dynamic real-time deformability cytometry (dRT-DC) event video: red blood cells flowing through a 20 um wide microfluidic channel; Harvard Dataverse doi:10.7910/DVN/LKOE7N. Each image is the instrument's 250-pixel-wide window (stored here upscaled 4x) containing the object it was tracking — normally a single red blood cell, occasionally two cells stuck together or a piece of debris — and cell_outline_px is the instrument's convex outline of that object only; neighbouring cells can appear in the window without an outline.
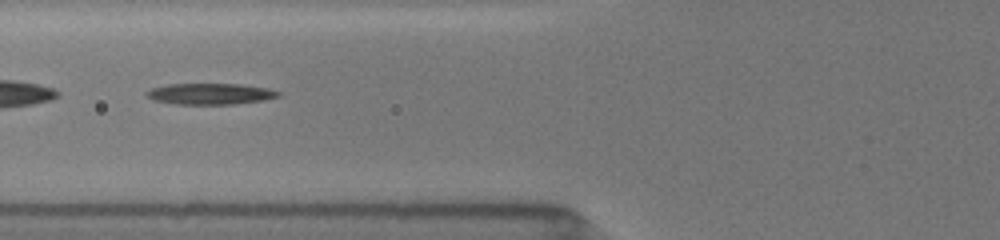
{"species": "common noctule bat (a hibernating species)", "species_latin": "Nyctalus noctula", "temperature_condition": "room temperature", "stored_images_in_passage": 23, "segment_of_instrument_passage": [2, 2], "camera_frame_rate_fps": 3000, "um_per_image_px": 0.085, "animal": {"sex": "female", "body_mass_g": 19.5, "forearm_length_mm": 54.1}, "frame": {"image": 1, "passage_image": 22, "time_ms": 5.667, "image_size_px": [1000, 240], "cell_outline_px": [[280, 96], [264, 100], [232, 104], [176, 104], [152, 100], [144, 96], [144, 92], [152, 88], [168, 84], [240, 84], [268, 88], [280, 92]], "centroid_in_image_um": [17.82, 7.98], "position_along_channel_um": 108.0, "area_um2": 16.3}}